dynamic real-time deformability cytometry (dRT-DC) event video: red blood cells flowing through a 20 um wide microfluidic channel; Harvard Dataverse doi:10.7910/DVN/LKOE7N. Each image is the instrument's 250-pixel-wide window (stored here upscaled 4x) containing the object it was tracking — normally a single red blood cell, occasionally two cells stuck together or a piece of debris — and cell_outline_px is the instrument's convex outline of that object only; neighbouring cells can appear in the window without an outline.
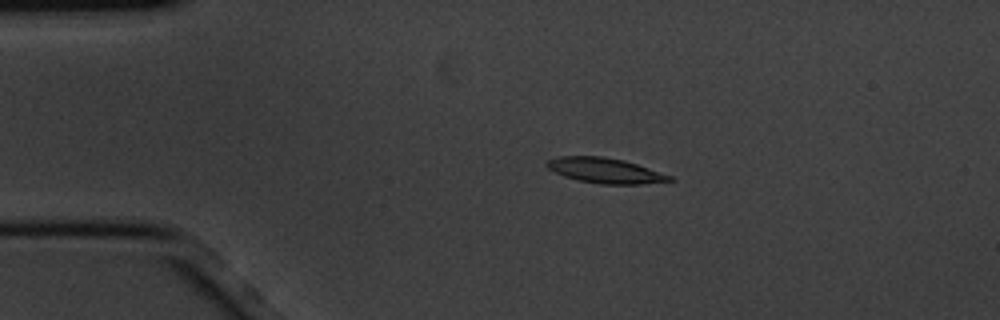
{"species": "common noctule bat (a hibernating species)", "species_latin": "Nyctalus noctula", "temperature_condition": "cold", "stored_images_in_passage": 7, "camera_frame_rate_fps": 3000, "um_per_image_px": 0.085, "animal": {"sex": "male", "body_mass_g": 20.1, "forearm_length_mm": 53.5}, "frame": {"image": 1, "passage_image": 2, "time_ms": 0.333, "image_size_px": [1000, 320], "cell_outline_px": [[676, 180], [640, 184], [600, 184], [580, 180], [564, 176], [548, 168], [544, 164], [548, 160], [560, 156], [604, 156], [624, 160], [672, 176]], "centroid_in_image_um": [51.44, 14.49], "position_along_channel_um": 33.6, "area_um2": 17.86}}
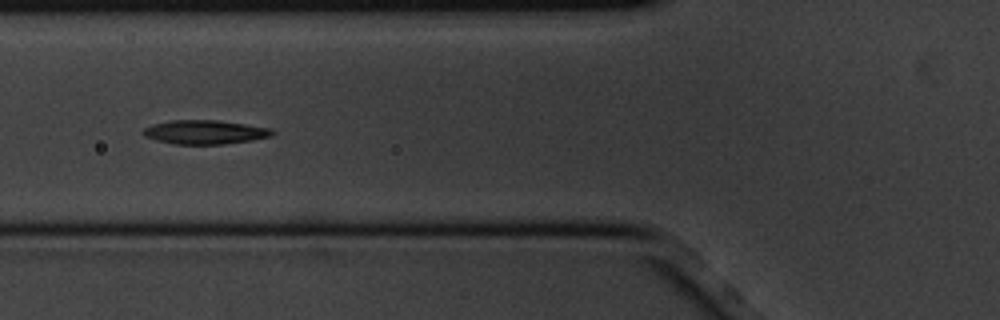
{"frame": {"image": 2, "passage_image": 4, "time_ms": 1.0, "image_size_px": [1000, 320], "cell_outline_px": [[276, 132], [272, 136], [252, 140], [224, 144], [172, 144], [156, 140], [144, 136], [140, 132], [144, 128], [152, 124], [172, 120], [216, 120], [272, 128]], "centroid_in_image_um": [17.41, 11.23], "position_along_channel_um": 108.4, "area_um2": 18.15}}
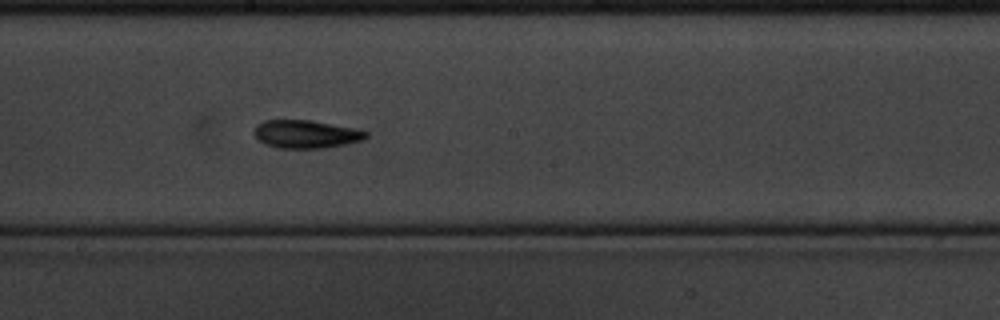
{"frame": {"image": 3, "passage_image": 7, "time_ms": 2.0, "image_size_px": [1000, 320], "cell_outline_px": [[368, 136], [364, 140], [324, 148], [276, 148], [264, 144], [252, 132], [256, 124], [264, 120], [312, 120], [356, 128], [368, 132]], "centroid_in_image_um": [26.0, 11.39], "position_along_channel_um": 222.2, "area_um2": 18.5}}